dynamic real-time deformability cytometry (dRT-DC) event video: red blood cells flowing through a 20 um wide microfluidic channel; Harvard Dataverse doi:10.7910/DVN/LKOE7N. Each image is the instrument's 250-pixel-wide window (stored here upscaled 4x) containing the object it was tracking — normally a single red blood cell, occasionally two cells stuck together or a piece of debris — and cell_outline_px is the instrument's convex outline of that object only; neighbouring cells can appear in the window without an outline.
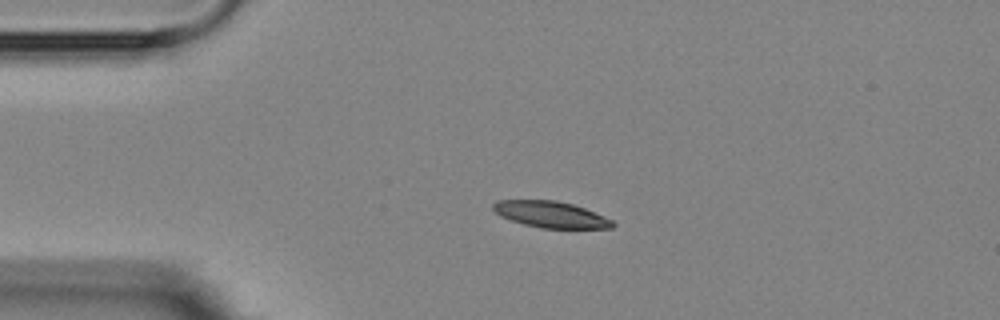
{"species": "Egyptian fruit bat (a non-hibernating species)", "species_latin": "Rousettus aegyptiacus", "temperature_condition": "room temperature", "stored_images_in_passage": 4, "camera_frame_rate_fps": 3000, "um_per_image_px": 0.085, "animal": {"sex": "female"}, "frame": {"image": 1, "passage_image": 3, "time_ms": 2.333, "image_size_px": [1000, 320], "cell_outline_px": [[616, 224], [612, 228], [540, 228], [524, 224], [500, 216], [492, 208], [492, 204], [496, 200], [556, 200], [572, 204], [584, 208], [604, 216], [612, 220]], "centroid_in_image_um": [46.81, 18.22], "position_along_channel_um": 38.2, "area_um2": 18.26}}
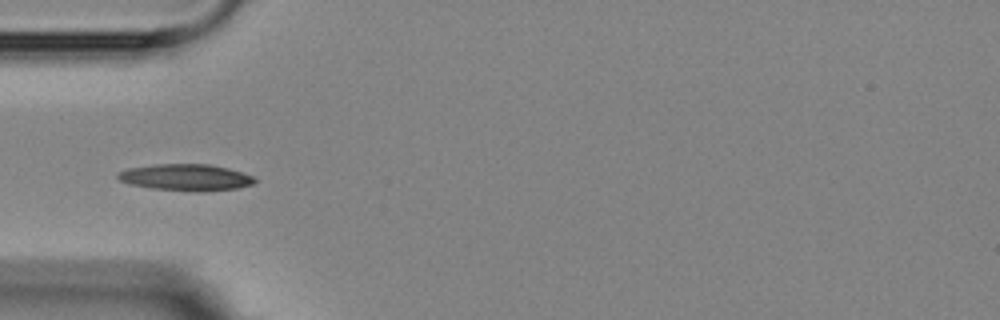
{"frame": {"image": 2, "passage_image": 4, "time_ms": 4.0, "image_size_px": [1000, 320], "cell_outline_px": [[256, 180], [252, 184], [236, 188], [200, 192], [196, 192], [152, 188], [132, 184], [120, 180], [116, 176], [116, 172], [128, 168], [152, 164], [212, 164], [228, 168], [252, 176]], "centroid_in_image_um": [15.76, 15.07], "position_along_channel_um": 69.2, "area_um2": 21.15}}